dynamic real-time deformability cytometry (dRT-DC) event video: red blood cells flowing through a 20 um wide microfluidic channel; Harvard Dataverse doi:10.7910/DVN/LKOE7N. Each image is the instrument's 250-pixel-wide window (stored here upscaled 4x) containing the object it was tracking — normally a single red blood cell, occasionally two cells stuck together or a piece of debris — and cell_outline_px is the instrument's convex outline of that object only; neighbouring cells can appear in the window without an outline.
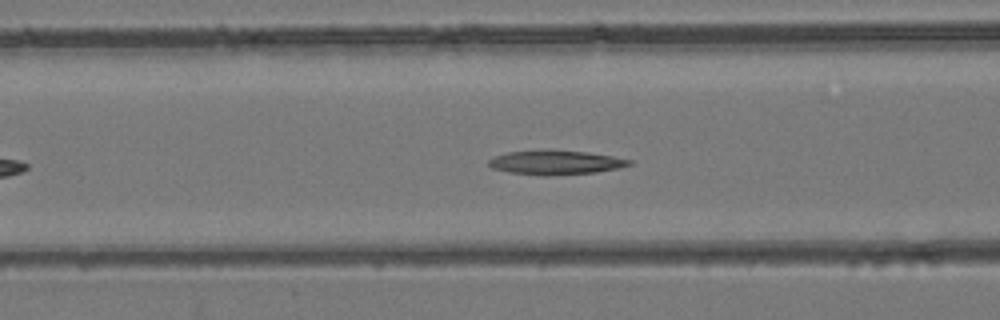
{"species": "common noctule bat (a hibernating species)", "species_latin": "Nyctalus noctula", "temperature_condition": "room temperature", "stored_images_in_passage": 31, "camera_frame_rate_fps": 3000, "um_per_image_px": 0.085, "animal": {"sex": "female", "body_mass_g": 24.6, "forearm_length_mm": 56.2}, "frame": {"image": 1, "passage_image": 11, "time_ms": 3.333, "image_size_px": [1000, 320], "cell_outline_px": [[632, 164], [620, 168], [596, 172], [548, 176], [544, 176], [508, 172], [492, 168], [488, 164], [488, 160], [496, 156], [508, 152], [584, 152], [612, 156], [632, 160]], "centroid_in_image_um": [47.26, 13.85], "position_along_channel_um": 119.3, "area_um2": 19.07}}
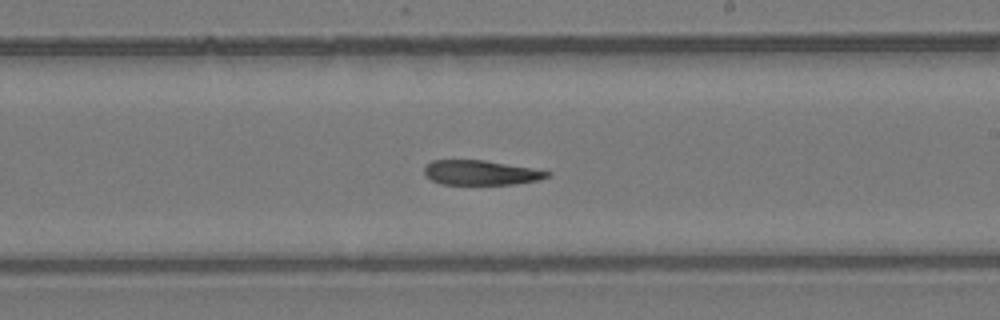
{"frame": {"image": 2, "passage_image": 20, "time_ms": 6.333, "image_size_px": [1000, 320], "cell_outline_px": [[552, 176], [540, 180], [512, 184], [440, 184], [432, 180], [424, 172], [424, 168], [432, 160], [484, 160], [532, 168], [552, 172]], "centroid_in_image_um": [40.91, 14.67], "position_along_channel_um": 248.1, "area_um2": 17.63}}
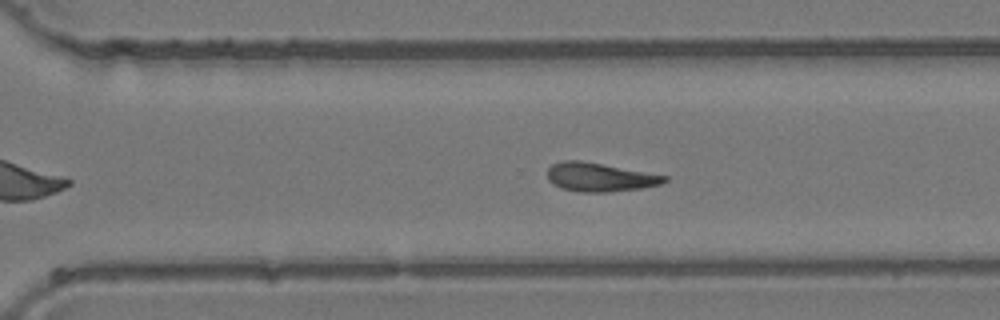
{"frame": {"image": 3, "passage_image": 25, "time_ms": 8.0, "image_size_px": [1000, 320], "cell_outline_px": [[668, 180], [660, 184], [640, 188], [608, 192], [580, 192], [560, 188], [552, 184], [548, 180], [548, 168], [552, 164], [560, 160], [580, 160], [668, 176]], "centroid_in_image_um": [50.93, 15.06], "position_along_channel_um": 319.7, "area_um2": 19.54}}